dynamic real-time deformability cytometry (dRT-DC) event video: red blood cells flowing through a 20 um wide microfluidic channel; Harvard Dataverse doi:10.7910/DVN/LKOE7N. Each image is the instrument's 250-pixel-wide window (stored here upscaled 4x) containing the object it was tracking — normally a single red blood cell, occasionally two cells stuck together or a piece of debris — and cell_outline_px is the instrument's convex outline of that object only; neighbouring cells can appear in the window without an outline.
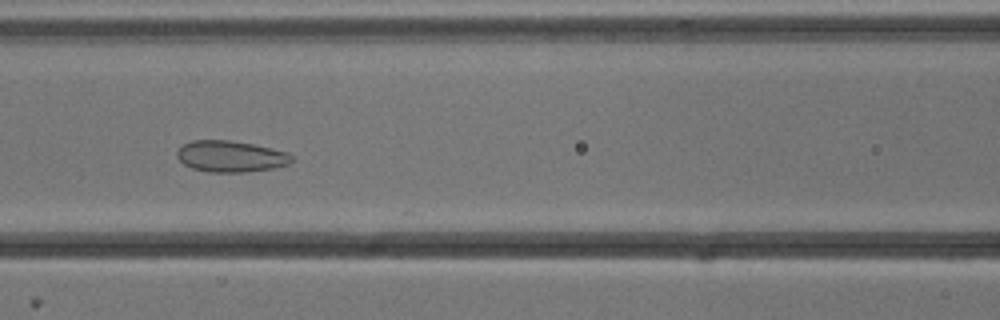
{"species": "common noctule bat (a hibernating species)", "species_latin": "Nyctalus noctula", "temperature_condition": "cold", "stored_images_in_passage": 42, "camera_frame_rate_fps": 3000, "um_per_image_px": 0.085, "animal": {"sex": "male", "body_mass_g": 13.3}, "frame": {"image": 1, "passage_image": 15, "time_ms": 4.667, "image_size_px": [1000, 320], "cell_outline_px": [[292, 160], [288, 164], [272, 168], [248, 172], [208, 172], [192, 168], [184, 164], [176, 156], [176, 152], [184, 144], [192, 140], [228, 140], [252, 144], [272, 148], [288, 152], [292, 156]], "centroid_in_image_um": [19.6, 13.29], "position_along_channel_um": 147.0, "area_um2": 20.87}}
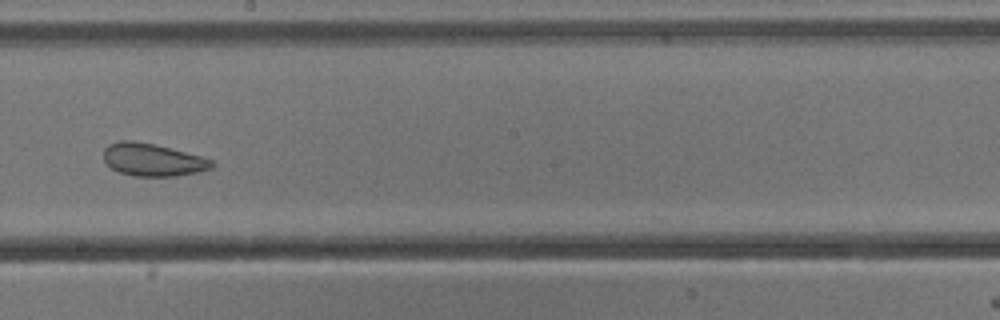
{"frame": {"image": 2, "passage_image": 22, "time_ms": 7.0, "image_size_px": [1000, 320], "cell_outline_px": [[216, 164], [212, 168], [196, 172], [176, 176], [132, 176], [120, 172], [112, 168], [104, 160], [104, 148], [108, 144], [120, 140], [132, 140], [156, 144], [200, 156], [212, 160]], "centroid_in_image_um": [12.97, 13.57], "position_along_channel_um": 235.2, "area_um2": 20.58}}
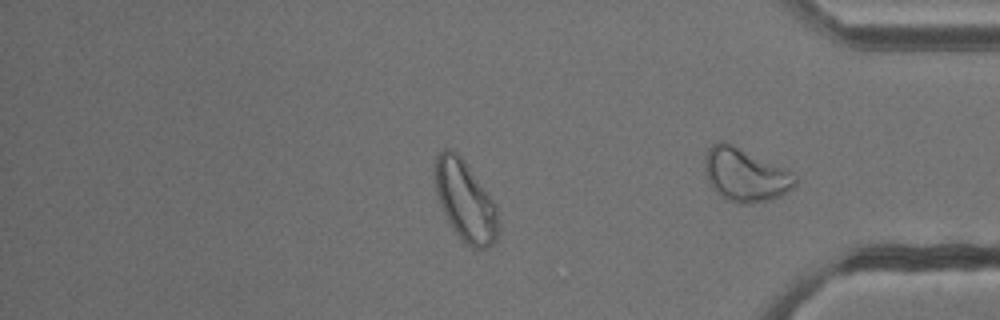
{"frame": {"image": 3, "passage_image": 33, "time_ms": 10.667, "image_size_px": [1000, 320], "cell_outline_px": [[496, 240], [488, 248], [472, 248], [456, 232], [448, 220], [444, 212], [436, 192], [432, 176], [436, 156], [444, 148], [452, 148], [464, 160], [496, 204]], "centroid_in_image_um": [39.5, 17.0], "position_along_channel_um": 395.7, "area_um2": 29.25}, "authors_computed_cell_mechanics": {"area_um2": 23.6402, "velocity_mm_per_s": 3.7897, "shape_relaxation_time_tau1_ms": null, "shape_relaxation_time_tau2_ms": 1.3543, "deformation_change_tau1": null, "deformation_change_tau2": 0.0696}}